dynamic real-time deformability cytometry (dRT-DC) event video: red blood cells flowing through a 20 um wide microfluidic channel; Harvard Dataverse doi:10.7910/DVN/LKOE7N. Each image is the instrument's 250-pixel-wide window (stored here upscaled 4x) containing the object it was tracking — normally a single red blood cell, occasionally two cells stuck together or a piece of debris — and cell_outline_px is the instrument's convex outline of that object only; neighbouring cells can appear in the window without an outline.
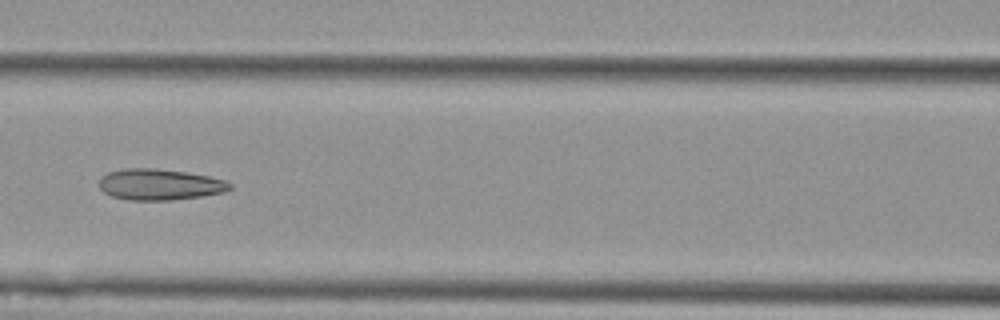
{"species": "Egyptian fruit bat (a non-hibernating species)", "species_latin": "Rousettus aegyptiacus", "temperature_condition": "cold", "stored_images_in_passage": 7, "camera_frame_rate_fps": 3000, "um_per_image_px": 0.085, "animal": {"sex": "female"}, "frame": {"image": 1, "passage_image": 7, "time_ms": 8.0, "image_size_px": [1000, 320], "cell_outline_px": [[232, 188], [224, 192], [200, 196], [168, 200], [128, 200], [112, 196], [104, 192], [100, 188], [100, 176], [108, 172], [124, 168], [156, 168], [184, 172], [208, 176], [224, 180], [232, 184]], "centroid_in_image_um": [13.54, 15.67], "position_along_channel_um": 153.1, "area_um2": 23.58}}